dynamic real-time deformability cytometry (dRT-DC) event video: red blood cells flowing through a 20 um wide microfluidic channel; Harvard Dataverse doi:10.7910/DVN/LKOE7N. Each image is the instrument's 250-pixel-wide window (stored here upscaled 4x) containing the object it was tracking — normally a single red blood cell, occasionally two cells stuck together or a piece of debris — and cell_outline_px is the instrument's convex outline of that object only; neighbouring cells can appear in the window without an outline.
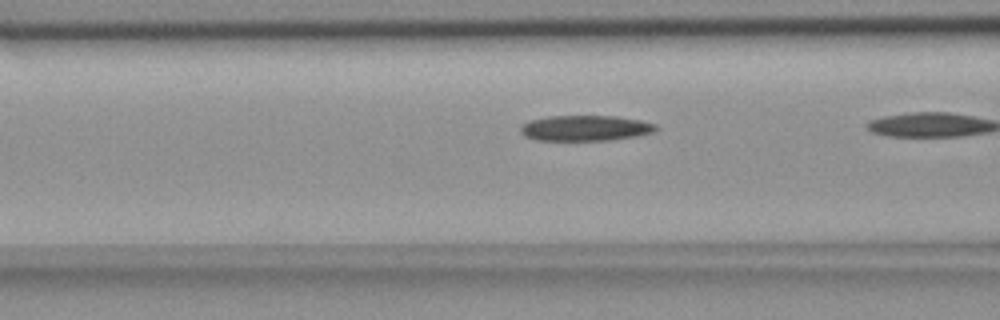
{"species": "common noctule bat (a hibernating species)", "species_latin": "Nyctalus noctula", "temperature_condition": "room temperature", "stored_images_in_passage": 21, "camera_frame_rate_fps": 3000, "um_per_image_px": 0.085, "animal": {"sex": "female", "body_mass_g": 18.4}, "frame": {"image": 1, "passage_image": 17, "time_ms": 5.333, "image_size_px": [1000, 320], "cell_outline_px": [[660, 128], [652, 132], [636, 136], [608, 140], [536, 140], [524, 136], [520, 132], [520, 128], [528, 120], [548, 116], [616, 116], [640, 120], [656, 124]], "centroid_in_image_um": [49.74, 10.88], "position_along_channel_um": 116.9, "area_um2": 20.17}}
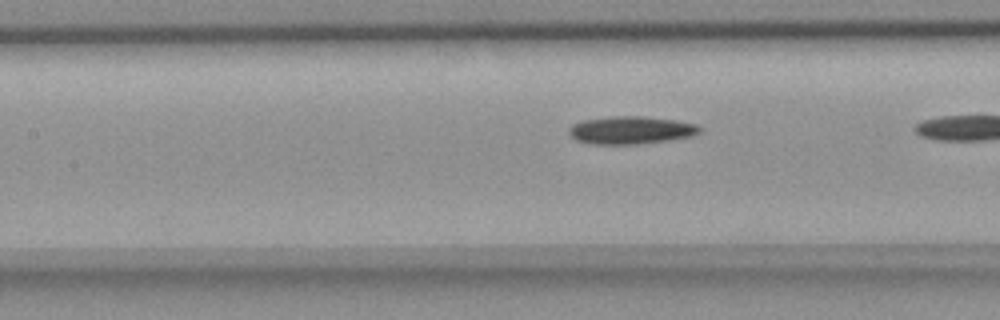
{"frame": {"image": 2, "passage_image": 20, "time_ms": 6.333, "image_size_px": [1000, 320], "cell_outline_px": [[700, 132], [692, 136], [668, 140], [636, 144], [592, 144], [576, 140], [568, 132], [568, 128], [572, 124], [580, 120], [612, 116], [644, 116], [676, 120], [696, 124], [700, 128]], "centroid_in_image_um": [53.59, 11.05], "position_along_channel_um": 153.8, "area_um2": 21.21}}